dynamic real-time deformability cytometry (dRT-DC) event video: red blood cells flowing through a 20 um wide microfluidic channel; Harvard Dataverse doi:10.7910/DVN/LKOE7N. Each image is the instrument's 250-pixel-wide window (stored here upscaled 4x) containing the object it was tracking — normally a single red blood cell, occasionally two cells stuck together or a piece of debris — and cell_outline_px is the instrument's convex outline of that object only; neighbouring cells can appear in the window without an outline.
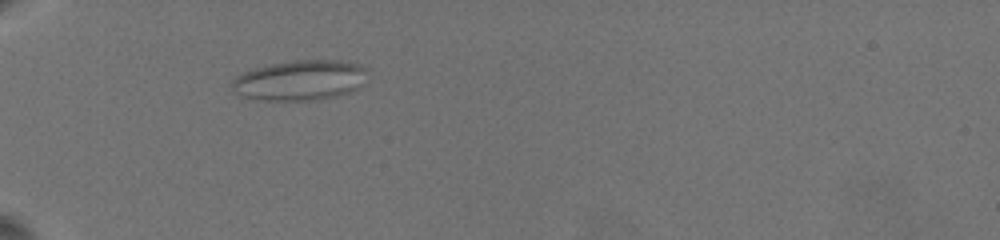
{"species": "common noctule bat (a hibernating species)", "species_latin": "Nyctalus noctula", "temperature_condition": "warm", "stored_images_in_passage": 9, "camera_frame_rate_fps": 3000, "um_per_image_px": 0.085, "animal": {"sex": "female", "body_mass_g": 19.5, "forearm_length_mm": 54.1}, "frame": {"image": 1, "passage_image": 7, "time_ms": 6.667, "image_size_px": [1000, 240], "cell_outline_px": [[368, 68], [360, 84], [352, 92], [336, 96], [316, 100], [264, 100], [240, 96], [228, 84], [236, 76], [244, 72], [256, 68], [272, 64], [292, 60], [340, 60], [360, 64]], "centroid_in_image_um": [25.48, 6.82], "position_along_channel_um": 59.5, "area_um2": 31.73}}